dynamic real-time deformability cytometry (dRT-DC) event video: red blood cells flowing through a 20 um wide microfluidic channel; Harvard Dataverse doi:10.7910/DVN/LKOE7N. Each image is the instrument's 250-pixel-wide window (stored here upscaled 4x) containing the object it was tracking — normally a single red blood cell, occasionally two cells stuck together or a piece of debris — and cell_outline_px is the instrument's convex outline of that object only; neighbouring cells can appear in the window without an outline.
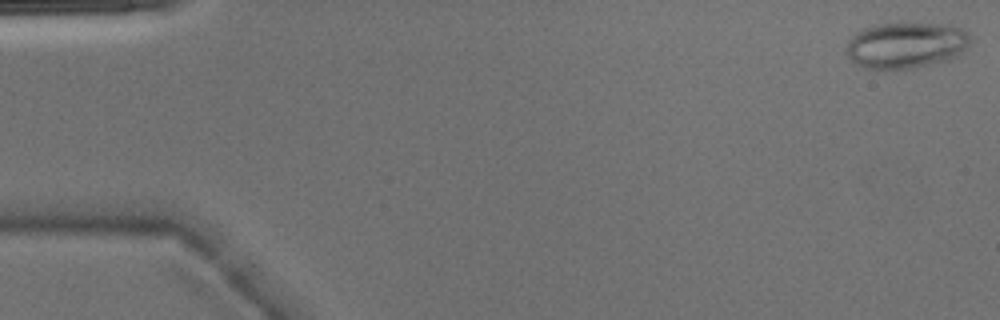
{"species": "Egyptian fruit bat (a non-hibernating species)", "species_latin": "Rousettus aegyptiacus", "temperature_condition": "warm", "stored_images_in_passage": 48, "camera_frame_rate_fps": 3000, "um_per_image_px": 0.085, "animal": {"sex": "male"}, "frame": {"image": 1, "passage_image": 1, "time_ms": 0.0, "image_size_px": [1000, 320], "cell_outline_px": [[972, 40], [968, 48], [956, 56], [948, 60], [912, 68], [864, 68], [856, 64], [844, 52], [844, 48], [848, 40], [856, 32], [864, 28], [876, 24], [940, 24], [960, 28], [968, 32], [972, 36]], "centroid_in_image_um": [77.01, 3.84], "position_along_channel_um": 8.0, "area_um2": 33.29}}